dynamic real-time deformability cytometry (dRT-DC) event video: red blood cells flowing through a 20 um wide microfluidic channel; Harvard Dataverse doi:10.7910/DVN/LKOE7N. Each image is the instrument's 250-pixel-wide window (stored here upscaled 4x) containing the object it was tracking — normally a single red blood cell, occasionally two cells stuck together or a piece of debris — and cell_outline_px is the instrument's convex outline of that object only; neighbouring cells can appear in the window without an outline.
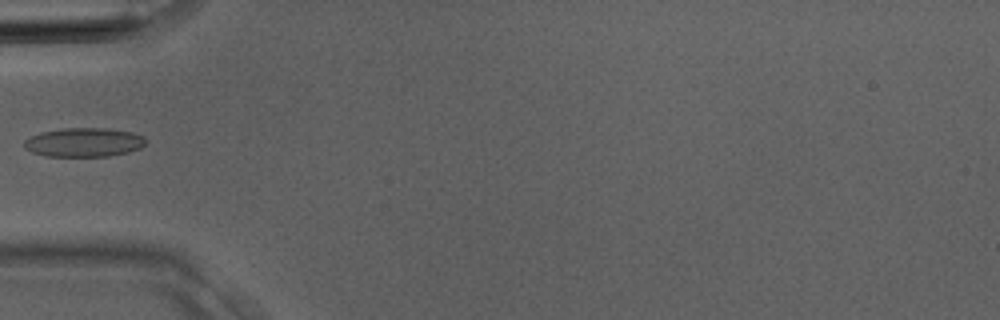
{"species": "Egyptian fruit bat (a non-hibernating species)", "species_latin": "Rousettus aegyptiacus", "temperature_condition": "room temperature", "stored_images_in_passage": 5, "camera_frame_rate_fps": 3000, "um_per_image_px": 0.085, "animal": {"sex": "male"}, "frame": {"image": 1, "passage_image": 5, "time_ms": 1.333, "image_size_px": [1000, 320], "cell_outline_px": [[144, 144], [140, 148], [128, 152], [108, 156], [44, 156], [32, 152], [24, 148], [24, 140], [40, 132], [64, 128], [108, 128], [132, 132], [144, 136]], "centroid_in_image_um": [7.11, 12.09], "position_along_channel_um": 77.9, "area_um2": 20.52}}